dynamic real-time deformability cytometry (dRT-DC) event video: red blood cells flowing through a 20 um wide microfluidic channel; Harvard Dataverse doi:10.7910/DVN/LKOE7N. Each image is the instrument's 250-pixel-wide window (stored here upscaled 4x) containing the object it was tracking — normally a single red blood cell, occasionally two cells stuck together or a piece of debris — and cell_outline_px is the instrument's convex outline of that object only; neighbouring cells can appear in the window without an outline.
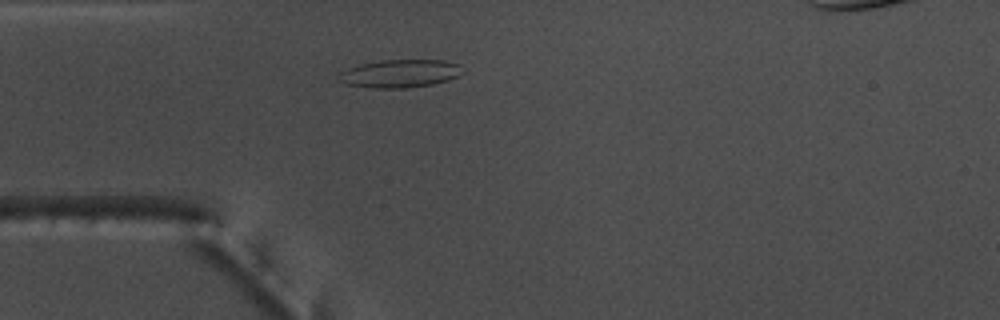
{"species": "common noctule bat (a hibernating species)", "species_latin": "Nyctalus noctula", "temperature_condition": "warm", "stored_images_in_passage": 40, "camera_frame_rate_fps": 3000, "um_per_image_px": 0.085, "animal": {"sex": "male", "body_mass_g": 17.5, "forearm_length_mm": 52.3}, "frame": {"image": 1, "passage_image": 2, "time_ms": 0.333, "image_size_px": [1000, 320], "cell_outline_px": [[464, 72], [460, 76], [448, 80], [432, 84], [404, 88], [372, 88], [348, 84], [336, 80], [336, 76], [340, 72], [348, 68], [360, 64], [380, 60], [444, 60], [460, 64]], "centroid_in_image_um": [34.0, 6.24], "position_along_channel_um": 51.0, "area_um2": 20.4}}
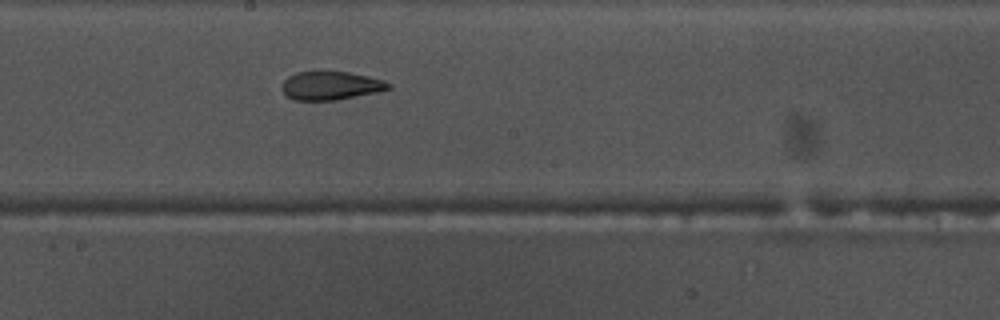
{"frame": {"image": 2, "passage_image": 16, "time_ms": 5.0, "image_size_px": [1000, 320], "cell_outline_px": [[392, 88], [376, 92], [336, 100], [292, 100], [284, 96], [280, 88], [280, 84], [288, 76], [296, 72], [348, 72], [368, 76], [384, 80], [392, 84]], "centroid_in_image_um": [28.06, 7.29], "position_along_channel_um": 220.1, "area_um2": 17.86}}
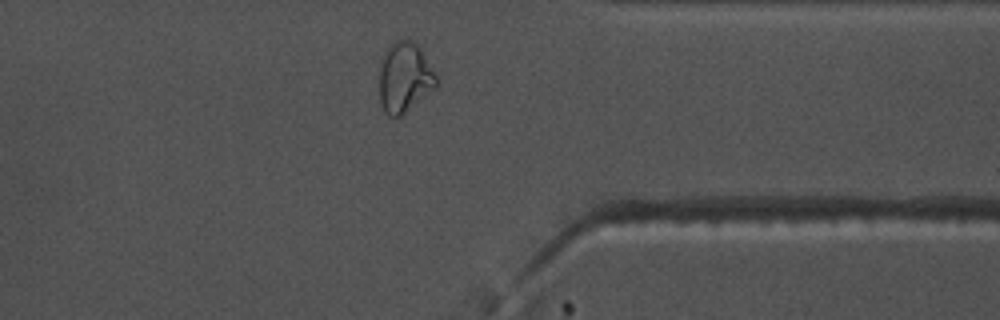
{"frame": {"image": 3, "passage_image": 29, "time_ms": 9.333, "image_size_px": [1000, 320], "cell_outline_px": [[436, 88], [400, 116], [388, 116], [384, 112], [380, 100], [380, 64], [384, 52], [396, 40], [408, 36], [420, 44], [436, 76]], "centroid_in_image_um": [34.4, 6.52], "position_along_channel_um": 377.0, "area_um2": 23.58}, "authors_computed_cell_mechanics": {"area_um2": 18.9006, "velocity_mm_per_s": 3.7992, "shape_relaxation_time_tau1_ms": null, "shape_relaxation_time_tau2_ms": 2.3973, "deformation_change_tau1": null, "deformation_change_tau2": 0.0685}}